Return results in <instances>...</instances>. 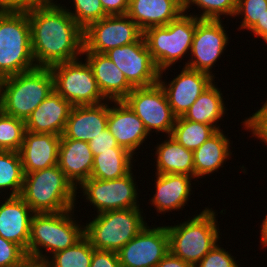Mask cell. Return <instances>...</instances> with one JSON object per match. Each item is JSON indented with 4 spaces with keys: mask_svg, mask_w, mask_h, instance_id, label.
I'll return each instance as SVG.
<instances>
[{
    "mask_svg": "<svg viewBox=\"0 0 267 267\" xmlns=\"http://www.w3.org/2000/svg\"><path fill=\"white\" fill-rule=\"evenodd\" d=\"M93 247L84 236L75 245L53 254L47 263L49 267H90Z\"/></svg>",
    "mask_w": 267,
    "mask_h": 267,
    "instance_id": "cell-32",
    "label": "cell"
},
{
    "mask_svg": "<svg viewBox=\"0 0 267 267\" xmlns=\"http://www.w3.org/2000/svg\"><path fill=\"white\" fill-rule=\"evenodd\" d=\"M181 70L180 74L167 83L166 79L162 80L163 73H160L158 78V83L163 88L176 117L183 116L215 80V77L202 71L185 66Z\"/></svg>",
    "mask_w": 267,
    "mask_h": 267,
    "instance_id": "cell-16",
    "label": "cell"
},
{
    "mask_svg": "<svg viewBox=\"0 0 267 267\" xmlns=\"http://www.w3.org/2000/svg\"><path fill=\"white\" fill-rule=\"evenodd\" d=\"M267 10V0H237L234 17L242 16L238 29L250 30ZM244 17V18H243Z\"/></svg>",
    "mask_w": 267,
    "mask_h": 267,
    "instance_id": "cell-36",
    "label": "cell"
},
{
    "mask_svg": "<svg viewBox=\"0 0 267 267\" xmlns=\"http://www.w3.org/2000/svg\"><path fill=\"white\" fill-rule=\"evenodd\" d=\"M217 131L214 126L186 120L180 116L176 117L170 136L184 148L194 151Z\"/></svg>",
    "mask_w": 267,
    "mask_h": 267,
    "instance_id": "cell-30",
    "label": "cell"
},
{
    "mask_svg": "<svg viewBox=\"0 0 267 267\" xmlns=\"http://www.w3.org/2000/svg\"><path fill=\"white\" fill-rule=\"evenodd\" d=\"M114 104L111 105V104ZM111 106V107H110ZM108 128L119 146L135 154L149 135L143 122L124 101H110Z\"/></svg>",
    "mask_w": 267,
    "mask_h": 267,
    "instance_id": "cell-17",
    "label": "cell"
},
{
    "mask_svg": "<svg viewBox=\"0 0 267 267\" xmlns=\"http://www.w3.org/2000/svg\"><path fill=\"white\" fill-rule=\"evenodd\" d=\"M222 20H201L196 17V29L185 67L212 74V68L227 49L229 39Z\"/></svg>",
    "mask_w": 267,
    "mask_h": 267,
    "instance_id": "cell-13",
    "label": "cell"
},
{
    "mask_svg": "<svg viewBox=\"0 0 267 267\" xmlns=\"http://www.w3.org/2000/svg\"><path fill=\"white\" fill-rule=\"evenodd\" d=\"M132 170L124 177L114 180L89 178L79 188L86 199L84 202L94 206L97 214L140 207L136 182Z\"/></svg>",
    "mask_w": 267,
    "mask_h": 267,
    "instance_id": "cell-10",
    "label": "cell"
},
{
    "mask_svg": "<svg viewBox=\"0 0 267 267\" xmlns=\"http://www.w3.org/2000/svg\"><path fill=\"white\" fill-rule=\"evenodd\" d=\"M74 211L72 208L58 213H35L31 220L27 256L47 261L53 254L81 240L84 225L75 220Z\"/></svg>",
    "mask_w": 267,
    "mask_h": 267,
    "instance_id": "cell-4",
    "label": "cell"
},
{
    "mask_svg": "<svg viewBox=\"0 0 267 267\" xmlns=\"http://www.w3.org/2000/svg\"><path fill=\"white\" fill-rule=\"evenodd\" d=\"M249 31H251L256 38H262L267 45V10Z\"/></svg>",
    "mask_w": 267,
    "mask_h": 267,
    "instance_id": "cell-45",
    "label": "cell"
},
{
    "mask_svg": "<svg viewBox=\"0 0 267 267\" xmlns=\"http://www.w3.org/2000/svg\"><path fill=\"white\" fill-rule=\"evenodd\" d=\"M61 136L26 131L19 150L24 174L58 165Z\"/></svg>",
    "mask_w": 267,
    "mask_h": 267,
    "instance_id": "cell-20",
    "label": "cell"
},
{
    "mask_svg": "<svg viewBox=\"0 0 267 267\" xmlns=\"http://www.w3.org/2000/svg\"><path fill=\"white\" fill-rule=\"evenodd\" d=\"M32 5L56 4L57 0H28Z\"/></svg>",
    "mask_w": 267,
    "mask_h": 267,
    "instance_id": "cell-48",
    "label": "cell"
},
{
    "mask_svg": "<svg viewBox=\"0 0 267 267\" xmlns=\"http://www.w3.org/2000/svg\"><path fill=\"white\" fill-rule=\"evenodd\" d=\"M72 7L74 9H67L70 16L76 21V23L84 30L91 23L99 21L100 19L108 16L101 4L100 0H72Z\"/></svg>",
    "mask_w": 267,
    "mask_h": 267,
    "instance_id": "cell-35",
    "label": "cell"
},
{
    "mask_svg": "<svg viewBox=\"0 0 267 267\" xmlns=\"http://www.w3.org/2000/svg\"><path fill=\"white\" fill-rule=\"evenodd\" d=\"M196 29L194 13H182L165 26H155L143 32L146 45L160 73L189 56Z\"/></svg>",
    "mask_w": 267,
    "mask_h": 267,
    "instance_id": "cell-7",
    "label": "cell"
},
{
    "mask_svg": "<svg viewBox=\"0 0 267 267\" xmlns=\"http://www.w3.org/2000/svg\"><path fill=\"white\" fill-rule=\"evenodd\" d=\"M31 6L28 0H0V12L27 11Z\"/></svg>",
    "mask_w": 267,
    "mask_h": 267,
    "instance_id": "cell-43",
    "label": "cell"
},
{
    "mask_svg": "<svg viewBox=\"0 0 267 267\" xmlns=\"http://www.w3.org/2000/svg\"><path fill=\"white\" fill-rule=\"evenodd\" d=\"M12 267H49V265L45 260L26 255L18 264Z\"/></svg>",
    "mask_w": 267,
    "mask_h": 267,
    "instance_id": "cell-46",
    "label": "cell"
},
{
    "mask_svg": "<svg viewBox=\"0 0 267 267\" xmlns=\"http://www.w3.org/2000/svg\"><path fill=\"white\" fill-rule=\"evenodd\" d=\"M105 13L108 16L127 15L129 0H100Z\"/></svg>",
    "mask_w": 267,
    "mask_h": 267,
    "instance_id": "cell-42",
    "label": "cell"
},
{
    "mask_svg": "<svg viewBox=\"0 0 267 267\" xmlns=\"http://www.w3.org/2000/svg\"><path fill=\"white\" fill-rule=\"evenodd\" d=\"M133 156L129 151H105L95 155L90 178L114 180L124 177L133 169Z\"/></svg>",
    "mask_w": 267,
    "mask_h": 267,
    "instance_id": "cell-29",
    "label": "cell"
},
{
    "mask_svg": "<svg viewBox=\"0 0 267 267\" xmlns=\"http://www.w3.org/2000/svg\"><path fill=\"white\" fill-rule=\"evenodd\" d=\"M54 91L50 68L32 70L0 79V110L24 121Z\"/></svg>",
    "mask_w": 267,
    "mask_h": 267,
    "instance_id": "cell-2",
    "label": "cell"
},
{
    "mask_svg": "<svg viewBox=\"0 0 267 267\" xmlns=\"http://www.w3.org/2000/svg\"><path fill=\"white\" fill-rule=\"evenodd\" d=\"M88 143L94 156L105 151H128L127 149L119 146L117 140L110 133L108 127L102 132V134L97 135Z\"/></svg>",
    "mask_w": 267,
    "mask_h": 267,
    "instance_id": "cell-40",
    "label": "cell"
},
{
    "mask_svg": "<svg viewBox=\"0 0 267 267\" xmlns=\"http://www.w3.org/2000/svg\"><path fill=\"white\" fill-rule=\"evenodd\" d=\"M143 31L128 15L106 16L83 31V52L107 51L137 42Z\"/></svg>",
    "mask_w": 267,
    "mask_h": 267,
    "instance_id": "cell-12",
    "label": "cell"
},
{
    "mask_svg": "<svg viewBox=\"0 0 267 267\" xmlns=\"http://www.w3.org/2000/svg\"><path fill=\"white\" fill-rule=\"evenodd\" d=\"M36 67L27 11L0 12V79Z\"/></svg>",
    "mask_w": 267,
    "mask_h": 267,
    "instance_id": "cell-6",
    "label": "cell"
},
{
    "mask_svg": "<svg viewBox=\"0 0 267 267\" xmlns=\"http://www.w3.org/2000/svg\"><path fill=\"white\" fill-rule=\"evenodd\" d=\"M215 83L213 82L206 88L182 117L186 120L208 124L214 126L217 130H222L217 123L226 114L227 109L222 91Z\"/></svg>",
    "mask_w": 267,
    "mask_h": 267,
    "instance_id": "cell-28",
    "label": "cell"
},
{
    "mask_svg": "<svg viewBox=\"0 0 267 267\" xmlns=\"http://www.w3.org/2000/svg\"><path fill=\"white\" fill-rule=\"evenodd\" d=\"M92 69L98 88L107 101H123L134 89L122 71L106 55L96 52H83Z\"/></svg>",
    "mask_w": 267,
    "mask_h": 267,
    "instance_id": "cell-21",
    "label": "cell"
},
{
    "mask_svg": "<svg viewBox=\"0 0 267 267\" xmlns=\"http://www.w3.org/2000/svg\"><path fill=\"white\" fill-rule=\"evenodd\" d=\"M31 46L37 67L79 59L83 29L60 4L32 5L28 10Z\"/></svg>",
    "mask_w": 267,
    "mask_h": 267,
    "instance_id": "cell-1",
    "label": "cell"
},
{
    "mask_svg": "<svg viewBox=\"0 0 267 267\" xmlns=\"http://www.w3.org/2000/svg\"><path fill=\"white\" fill-rule=\"evenodd\" d=\"M197 6L203 12L198 15H194L201 20H223L221 16L234 17L237 8V0H183V11L187 13V10Z\"/></svg>",
    "mask_w": 267,
    "mask_h": 267,
    "instance_id": "cell-34",
    "label": "cell"
},
{
    "mask_svg": "<svg viewBox=\"0 0 267 267\" xmlns=\"http://www.w3.org/2000/svg\"><path fill=\"white\" fill-rule=\"evenodd\" d=\"M260 227H261L260 244H262V247L266 248L267 247V215L263 219Z\"/></svg>",
    "mask_w": 267,
    "mask_h": 267,
    "instance_id": "cell-47",
    "label": "cell"
},
{
    "mask_svg": "<svg viewBox=\"0 0 267 267\" xmlns=\"http://www.w3.org/2000/svg\"><path fill=\"white\" fill-rule=\"evenodd\" d=\"M25 132L24 120L12 117L0 110V151L19 152Z\"/></svg>",
    "mask_w": 267,
    "mask_h": 267,
    "instance_id": "cell-33",
    "label": "cell"
},
{
    "mask_svg": "<svg viewBox=\"0 0 267 267\" xmlns=\"http://www.w3.org/2000/svg\"><path fill=\"white\" fill-rule=\"evenodd\" d=\"M244 129L267 145V100L252 116L241 122Z\"/></svg>",
    "mask_w": 267,
    "mask_h": 267,
    "instance_id": "cell-38",
    "label": "cell"
},
{
    "mask_svg": "<svg viewBox=\"0 0 267 267\" xmlns=\"http://www.w3.org/2000/svg\"><path fill=\"white\" fill-rule=\"evenodd\" d=\"M155 146L157 174H187L194 177L193 151L184 148L170 135Z\"/></svg>",
    "mask_w": 267,
    "mask_h": 267,
    "instance_id": "cell-27",
    "label": "cell"
},
{
    "mask_svg": "<svg viewBox=\"0 0 267 267\" xmlns=\"http://www.w3.org/2000/svg\"><path fill=\"white\" fill-rule=\"evenodd\" d=\"M25 256L26 252L19 245L0 236V267H12Z\"/></svg>",
    "mask_w": 267,
    "mask_h": 267,
    "instance_id": "cell-39",
    "label": "cell"
},
{
    "mask_svg": "<svg viewBox=\"0 0 267 267\" xmlns=\"http://www.w3.org/2000/svg\"><path fill=\"white\" fill-rule=\"evenodd\" d=\"M73 106L61 139L89 142L108 127L109 103Z\"/></svg>",
    "mask_w": 267,
    "mask_h": 267,
    "instance_id": "cell-19",
    "label": "cell"
},
{
    "mask_svg": "<svg viewBox=\"0 0 267 267\" xmlns=\"http://www.w3.org/2000/svg\"><path fill=\"white\" fill-rule=\"evenodd\" d=\"M93 161L94 155L88 142L75 139L60 140L58 166L77 190L90 178Z\"/></svg>",
    "mask_w": 267,
    "mask_h": 267,
    "instance_id": "cell-24",
    "label": "cell"
},
{
    "mask_svg": "<svg viewBox=\"0 0 267 267\" xmlns=\"http://www.w3.org/2000/svg\"><path fill=\"white\" fill-rule=\"evenodd\" d=\"M90 267H121V264L117 252L93 248Z\"/></svg>",
    "mask_w": 267,
    "mask_h": 267,
    "instance_id": "cell-41",
    "label": "cell"
},
{
    "mask_svg": "<svg viewBox=\"0 0 267 267\" xmlns=\"http://www.w3.org/2000/svg\"><path fill=\"white\" fill-rule=\"evenodd\" d=\"M123 101L143 122L149 135L150 132L171 135L176 116L159 83L134 88Z\"/></svg>",
    "mask_w": 267,
    "mask_h": 267,
    "instance_id": "cell-11",
    "label": "cell"
},
{
    "mask_svg": "<svg viewBox=\"0 0 267 267\" xmlns=\"http://www.w3.org/2000/svg\"><path fill=\"white\" fill-rule=\"evenodd\" d=\"M157 267H195L194 265L183 261L170 251L157 264Z\"/></svg>",
    "mask_w": 267,
    "mask_h": 267,
    "instance_id": "cell-44",
    "label": "cell"
},
{
    "mask_svg": "<svg viewBox=\"0 0 267 267\" xmlns=\"http://www.w3.org/2000/svg\"><path fill=\"white\" fill-rule=\"evenodd\" d=\"M23 181L24 172L19 152L0 151V193L3 191L6 194L9 190V196H20Z\"/></svg>",
    "mask_w": 267,
    "mask_h": 267,
    "instance_id": "cell-31",
    "label": "cell"
},
{
    "mask_svg": "<svg viewBox=\"0 0 267 267\" xmlns=\"http://www.w3.org/2000/svg\"><path fill=\"white\" fill-rule=\"evenodd\" d=\"M155 193L149 199L156 212L162 214L172 210H183L192 195V176L187 174H157ZM189 197V198H188Z\"/></svg>",
    "mask_w": 267,
    "mask_h": 267,
    "instance_id": "cell-22",
    "label": "cell"
},
{
    "mask_svg": "<svg viewBox=\"0 0 267 267\" xmlns=\"http://www.w3.org/2000/svg\"><path fill=\"white\" fill-rule=\"evenodd\" d=\"M223 130H218L212 137L193 151L194 178H203L207 174L217 172L224 167V163L230 160V138Z\"/></svg>",
    "mask_w": 267,
    "mask_h": 267,
    "instance_id": "cell-26",
    "label": "cell"
},
{
    "mask_svg": "<svg viewBox=\"0 0 267 267\" xmlns=\"http://www.w3.org/2000/svg\"><path fill=\"white\" fill-rule=\"evenodd\" d=\"M79 59L50 67L54 91L73 106L98 105L106 102L100 92L92 69Z\"/></svg>",
    "mask_w": 267,
    "mask_h": 267,
    "instance_id": "cell-9",
    "label": "cell"
},
{
    "mask_svg": "<svg viewBox=\"0 0 267 267\" xmlns=\"http://www.w3.org/2000/svg\"><path fill=\"white\" fill-rule=\"evenodd\" d=\"M140 209L136 207L97 214L84 225V236L96 250L118 252L147 225Z\"/></svg>",
    "mask_w": 267,
    "mask_h": 267,
    "instance_id": "cell-8",
    "label": "cell"
},
{
    "mask_svg": "<svg viewBox=\"0 0 267 267\" xmlns=\"http://www.w3.org/2000/svg\"><path fill=\"white\" fill-rule=\"evenodd\" d=\"M105 54L122 71L133 88L148 87L158 83L160 70L143 36L137 42L115 47Z\"/></svg>",
    "mask_w": 267,
    "mask_h": 267,
    "instance_id": "cell-14",
    "label": "cell"
},
{
    "mask_svg": "<svg viewBox=\"0 0 267 267\" xmlns=\"http://www.w3.org/2000/svg\"><path fill=\"white\" fill-rule=\"evenodd\" d=\"M235 259L236 257L217 243L195 267H240Z\"/></svg>",
    "mask_w": 267,
    "mask_h": 267,
    "instance_id": "cell-37",
    "label": "cell"
},
{
    "mask_svg": "<svg viewBox=\"0 0 267 267\" xmlns=\"http://www.w3.org/2000/svg\"><path fill=\"white\" fill-rule=\"evenodd\" d=\"M0 202V236L19 245L27 255L31 220L35 214L20 196Z\"/></svg>",
    "mask_w": 267,
    "mask_h": 267,
    "instance_id": "cell-18",
    "label": "cell"
},
{
    "mask_svg": "<svg viewBox=\"0 0 267 267\" xmlns=\"http://www.w3.org/2000/svg\"><path fill=\"white\" fill-rule=\"evenodd\" d=\"M73 105L53 91L27 118L26 131L62 135Z\"/></svg>",
    "mask_w": 267,
    "mask_h": 267,
    "instance_id": "cell-23",
    "label": "cell"
},
{
    "mask_svg": "<svg viewBox=\"0 0 267 267\" xmlns=\"http://www.w3.org/2000/svg\"><path fill=\"white\" fill-rule=\"evenodd\" d=\"M216 216V212L207 207L192 219L166 226L169 251L195 266L221 238Z\"/></svg>",
    "mask_w": 267,
    "mask_h": 267,
    "instance_id": "cell-5",
    "label": "cell"
},
{
    "mask_svg": "<svg viewBox=\"0 0 267 267\" xmlns=\"http://www.w3.org/2000/svg\"><path fill=\"white\" fill-rule=\"evenodd\" d=\"M77 189L58 165L24 174L20 197L34 213H58L76 207Z\"/></svg>",
    "mask_w": 267,
    "mask_h": 267,
    "instance_id": "cell-3",
    "label": "cell"
},
{
    "mask_svg": "<svg viewBox=\"0 0 267 267\" xmlns=\"http://www.w3.org/2000/svg\"><path fill=\"white\" fill-rule=\"evenodd\" d=\"M183 0H129L127 15L144 32L165 26L183 13Z\"/></svg>",
    "mask_w": 267,
    "mask_h": 267,
    "instance_id": "cell-25",
    "label": "cell"
},
{
    "mask_svg": "<svg viewBox=\"0 0 267 267\" xmlns=\"http://www.w3.org/2000/svg\"><path fill=\"white\" fill-rule=\"evenodd\" d=\"M169 252V237L165 226L146 225L118 252L121 267H157Z\"/></svg>",
    "mask_w": 267,
    "mask_h": 267,
    "instance_id": "cell-15",
    "label": "cell"
}]
</instances>
